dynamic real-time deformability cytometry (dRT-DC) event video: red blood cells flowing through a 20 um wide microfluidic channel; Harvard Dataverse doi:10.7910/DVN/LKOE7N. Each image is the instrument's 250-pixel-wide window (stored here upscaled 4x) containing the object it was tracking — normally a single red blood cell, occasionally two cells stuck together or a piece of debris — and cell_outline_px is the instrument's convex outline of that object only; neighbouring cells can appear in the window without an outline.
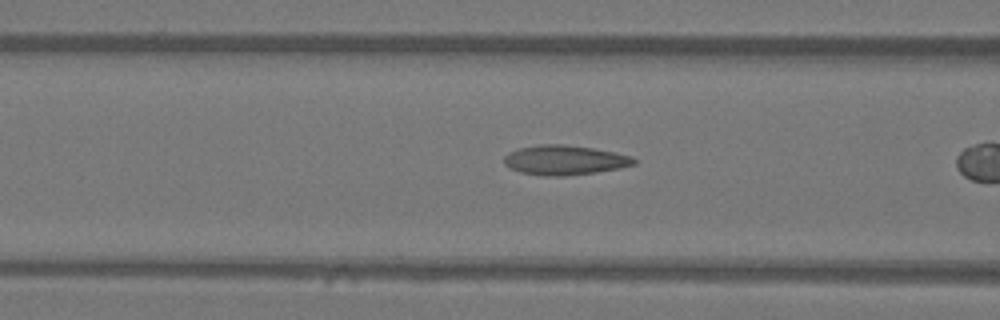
{"species": "Egyptian fruit bat (a non-hibernating species)", "species_latin": "Rousettus aegyptiacus", "temperature_condition": "warm", "stored_images_in_passage": 8, "camera_frame_rate_fps": 3000, "um_per_image_px": 0.085, "animal": {"sex": "female"}, "frame": {"image": 1, "passage_image": 4, "time_ms": 1.0, "image_size_px": [1000, 320], "cell_outline_px": [[636, 164], [620, 168], [596, 172], [564, 176], [544, 176], [520, 172], [504, 164], [504, 156], [508, 152], [520, 148], [540, 144], [564, 144], [592, 148], [616, 152], [632, 156], [636, 160]], "centroid_in_image_um": [48.01, 13.6], "position_along_channel_um": 118.6, "area_um2": 22.48}}
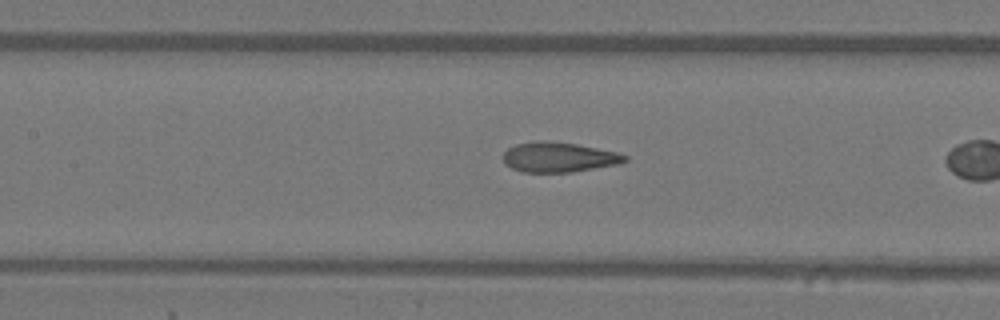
{"frame": {"image": 2, "passage_image": 7, "time_ms": 2.0, "image_size_px": [1000, 320], "cell_outline_px": [[628, 160], [620, 164], [572, 172], [520, 172], [504, 164], [504, 152], [508, 148], [516, 144], [536, 140], [544, 140], [576, 144], [616, 152], [628, 156]], "centroid_in_image_um": [47.49, 13.36], "position_along_channel_um": 159.9, "area_um2": 21.33}}